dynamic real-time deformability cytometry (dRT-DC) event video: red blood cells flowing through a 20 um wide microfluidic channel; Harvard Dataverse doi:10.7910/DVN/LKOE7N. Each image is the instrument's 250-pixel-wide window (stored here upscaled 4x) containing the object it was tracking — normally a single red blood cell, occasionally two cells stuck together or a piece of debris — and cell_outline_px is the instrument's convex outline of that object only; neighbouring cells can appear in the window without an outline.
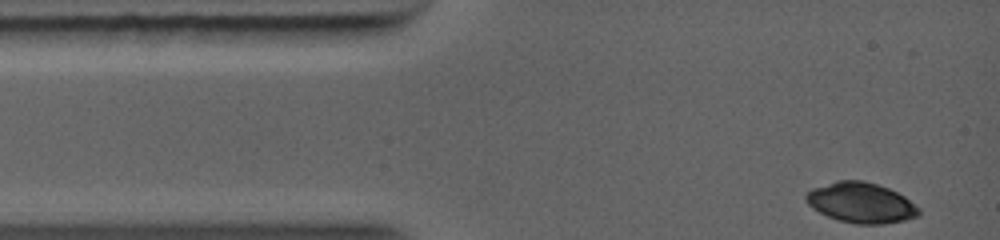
{"species": "common noctule bat (a hibernating species)", "species_latin": "Nyctalus noctula", "temperature_condition": "warm", "stored_images_in_passage": 40, "camera_frame_rate_fps": 5000, "um_per_image_px": 0.085, "animal": {"sex": "female", "body_mass_g": 19.0, "forearm_length_mm": 56.7}, "frame": {"image": 1, "passage_image": 1, "time_ms": 0.0, "image_size_px": [1000, 240], "cell_outline_px": [[920, 216], [904, 220], [880, 224], [856, 224], [840, 220], [828, 216], [812, 208], [804, 200], [804, 196], [812, 188], [836, 180], [864, 180], [888, 188], [904, 196], [920, 208]], "centroid_in_image_um": [73.18, 17.22], "position_along_channel_um": 11.8, "area_um2": 26.53}}
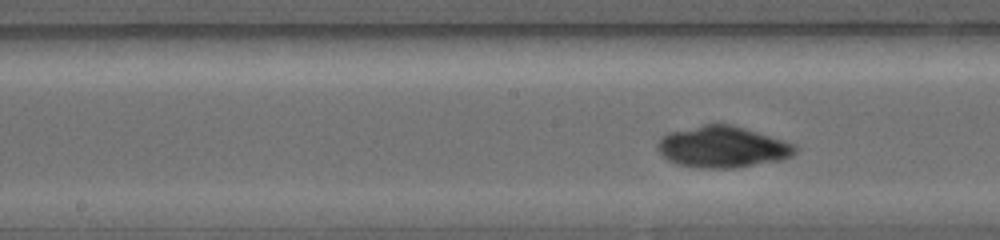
{"frame": {"image": 2, "passage_image": 25, "time_ms": 4.8, "image_size_px": [1000, 240], "cell_outline_px": [[796, 152], [792, 156], [784, 160], [736, 168], [692, 168], [676, 164], [668, 160], [656, 148], [656, 144], [660, 136], [668, 132], [704, 124], [732, 124], [784, 140], [796, 144]], "centroid_in_image_um": [61.4, 12.5], "position_along_channel_um": 186.8, "area_um2": 33.7}}
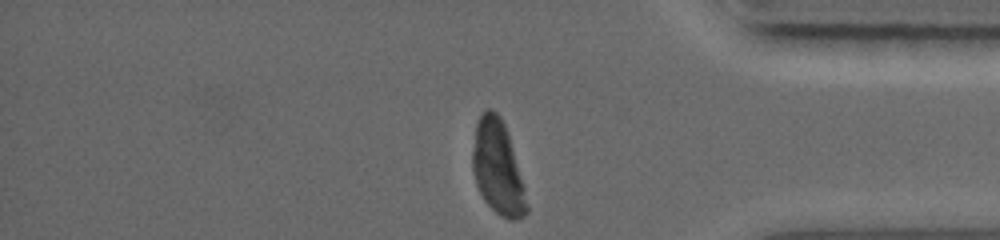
{"frame": {"image": 3, "passage_image": 40, "time_ms": 9.4, "image_size_px": [1000, 240], "cell_outline_px": [[528, 212], [520, 220], [508, 220], [500, 216], [484, 200], [476, 184], [472, 172], [472, 152], [476, 124], [480, 116], [488, 108], [492, 108], [500, 116], [504, 124], [512, 148], [524, 188], [528, 204]], "centroid_in_image_um": [42.29, 14.3], "position_along_channel_um": 392.9, "area_um2": 29.36}}